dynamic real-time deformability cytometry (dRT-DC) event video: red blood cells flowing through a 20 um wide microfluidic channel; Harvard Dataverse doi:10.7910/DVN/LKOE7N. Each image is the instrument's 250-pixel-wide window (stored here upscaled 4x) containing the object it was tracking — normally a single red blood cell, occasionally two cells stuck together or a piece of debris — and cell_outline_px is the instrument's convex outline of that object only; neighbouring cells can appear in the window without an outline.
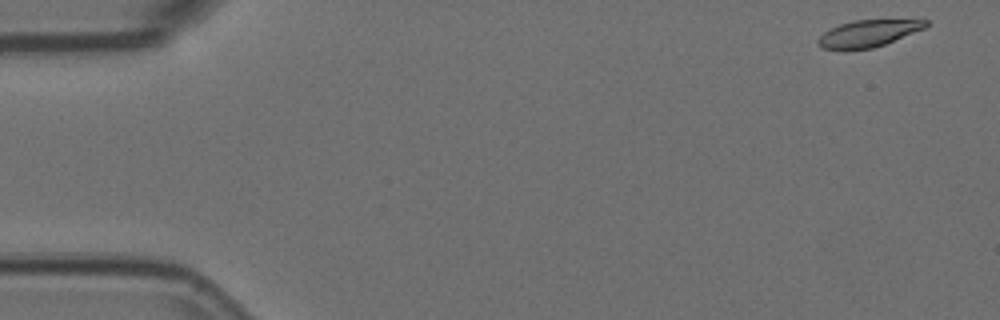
{"species": "Egyptian fruit bat (a non-hibernating species)", "species_latin": "Rousettus aegyptiacus", "temperature_condition": "room temperature", "stored_images_in_passage": 10, "camera_frame_rate_fps": 3000, "um_per_image_px": 0.085, "animal": {"sex": "female"}, "frame": {"image": 1, "passage_image": 1, "time_ms": 0.0, "image_size_px": [1000, 320], "cell_outline_px": [[928, 24], [924, 28], [884, 44], [872, 48], [820, 48], [816, 44], [816, 40], [824, 32], [840, 24], [856, 20], [928, 20]], "centroid_in_image_um": [73.77, 2.83], "position_along_channel_um": 11.2, "area_um2": 16.24}}